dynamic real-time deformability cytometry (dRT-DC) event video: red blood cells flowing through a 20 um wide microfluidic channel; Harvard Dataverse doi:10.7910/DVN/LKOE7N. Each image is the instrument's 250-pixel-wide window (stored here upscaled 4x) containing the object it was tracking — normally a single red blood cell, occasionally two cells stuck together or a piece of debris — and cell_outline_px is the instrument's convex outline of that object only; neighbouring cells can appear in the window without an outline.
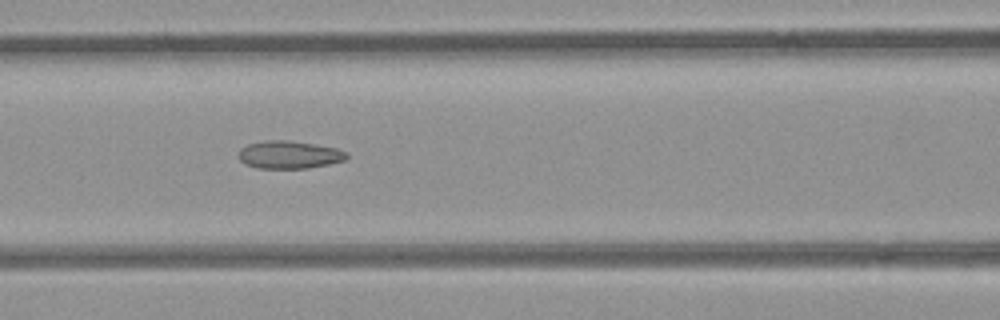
{"species": "common noctule bat (a hibernating species)", "species_latin": "Nyctalus noctula", "temperature_condition": "room temperature", "stored_images_in_passage": 9, "camera_frame_rate_fps": 3000, "um_per_image_px": 0.085, "animal": {"sex": "female", "body_mass_g": 21.9}, "frame": {"image": 1, "passage_image": 7, "time_ms": 6.667, "image_size_px": [1000, 320], "cell_outline_px": [[348, 156], [344, 160], [328, 164], [308, 168], [256, 168], [244, 164], [240, 160], [240, 148], [248, 144], [264, 140], [288, 140], [336, 148], [348, 152]], "centroid_in_image_um": [24.57, 13.15], "position_along_channel_um": 142.0, "area_um2": 17.4}}
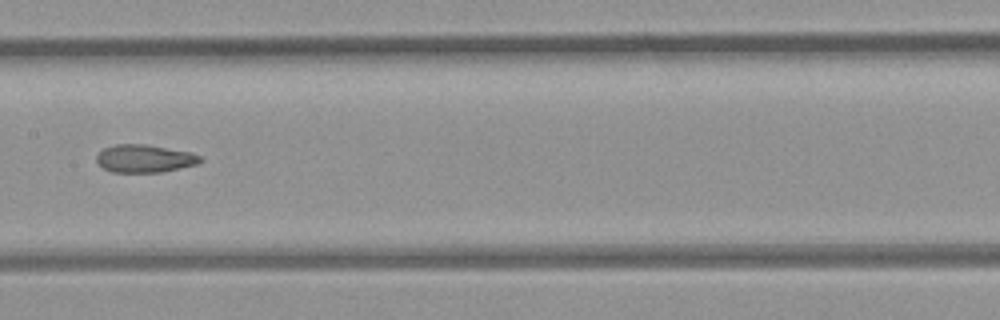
{"frame": {"image": 2, "passage_image": 8, "time_ms": 8.0, "image_size_px": [1000, 320], "cell_outline_px": [[204, 160], [196, 164], [180, 168], [160, 172], [112, 172], [104, 168], [96, 160], [96, 156], [104, 148], [116, 144], [144, 144], [192, 152], [200, 156]], "centroid_in_image_um": [12.3, 13.47], "position_along_channel_um": 195.1, "area_um2": 16.7}}
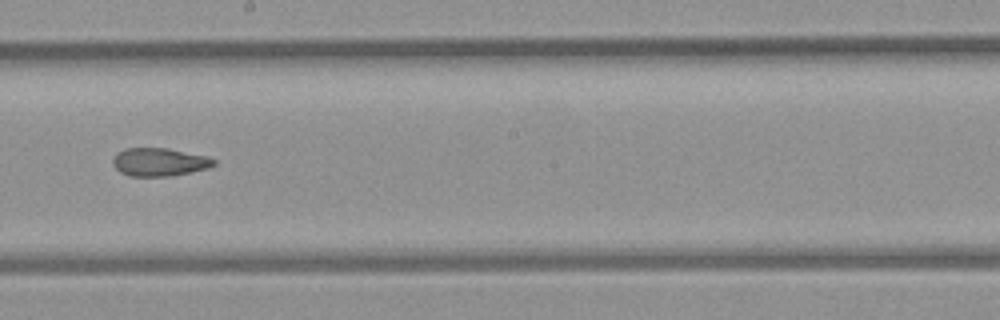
{"frame": {"image": 3, "passage_image": 9, "time_ms": 9.0, "image_size_px": [1000, 320], "cell_outline_px": [[216, 164], [208, 168], [172, 176], [128, 176], [120, 172], [112, 164], [112, 160], [116, 152], [124, 148], [168, 148], [204, 156], [216, 160]], "centroid_in_image_um": [13.5, 13.77], "position_along_channel_um": 234.7, "area_um2": 16.59}}